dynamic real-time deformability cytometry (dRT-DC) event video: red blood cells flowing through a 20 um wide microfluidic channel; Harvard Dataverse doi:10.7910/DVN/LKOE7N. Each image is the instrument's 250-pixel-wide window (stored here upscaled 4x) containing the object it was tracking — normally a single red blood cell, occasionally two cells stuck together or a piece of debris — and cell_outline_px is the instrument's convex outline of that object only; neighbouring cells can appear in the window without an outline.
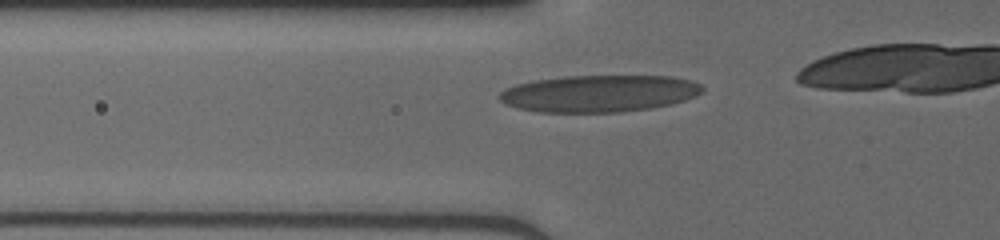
{"species": "human", "species_latin": "Homo sapiens", "temperature_condition": "cold", "stored_images_in_passage": 15, "camera_frame_rate_fps": 3000, "um_per_image_px": 0.085, "donor": {"sex": "male"}, "frame": {"image": 1, "passage_image": 7, "time_ms": 2.0, "image_size_px": [1000, 240], "cell_outline_px": [[704, 88], [696, 96], [684, 100], [668, 104], [648, 108], [620, 112], [540, 112], [520, 108], [504, 104], [496, 96], [504, 88], [516, 84], [536, 80], [564, 76], [672, 76], [692, 80], [700, 84]], "centroid_in_image_um": [50.89, 7.94], "position_along_channel_um": 74.9, "area_um2": 43.64}}
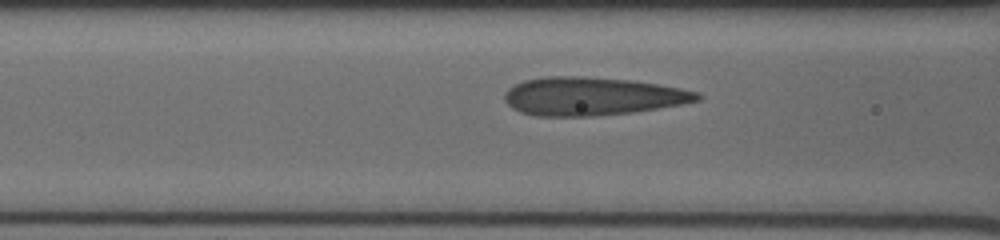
{"frame": {"image": 2, "passage_image": 10, "time_ms": 3.0, "image_size_px": [1000, 240], "cell_outline_px": [[700, 100], [680, 104], [632, 112], [592, 116], [536, 116], [520, 112], [512, 108], [504, 100], [504, 92], [508, 88], [524, 80], [544, 76], [580, 76], [632, 80], [680, 88], [700, 92]], "centroid_in_image_um": [50.29, 8.18], "position_along_channel_um": 116.3, "area_um2": 42.83}}
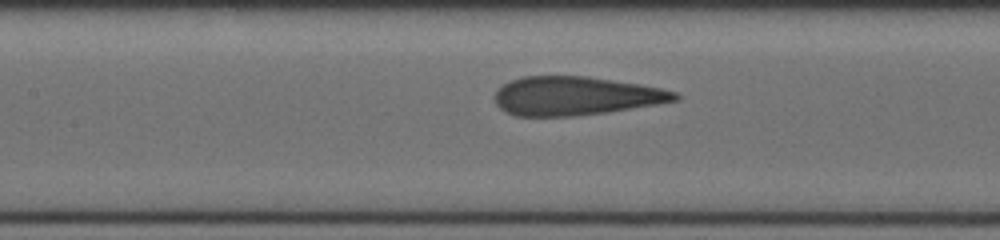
{"frame": {"image": 3, "passage_image": 13, "time_ms": 4.0, "image_size_px": [1000, 240], "cell_outline_px": [[680, 96], [676, 100], [656, 104], [604, 112], [572, 116], [516, 116], [500, 108], [496, 104], [496, 88], [512, 80], [524, 76], [584, 76], [640, 84], [660, 88], [676, 92]], "centroid_in_image_um": [48.89, 8.15], "position_along_channel_um": 158.5, "area_um2": 40.11}}